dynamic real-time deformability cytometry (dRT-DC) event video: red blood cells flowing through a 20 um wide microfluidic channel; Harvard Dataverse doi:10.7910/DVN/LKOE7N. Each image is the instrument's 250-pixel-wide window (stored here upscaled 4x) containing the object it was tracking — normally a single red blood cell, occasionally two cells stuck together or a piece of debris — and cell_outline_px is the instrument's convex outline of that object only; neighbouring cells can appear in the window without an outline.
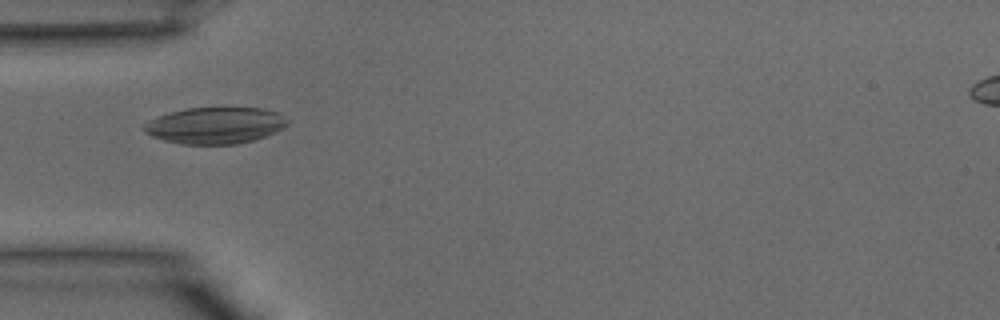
{"species": "common noctule bat (a hibernating species)", "species_latin": "Nyctalus noctula", "temperature_condition": "warm", "stored_images_in_passage": 3, "camera_frame_rate_fps": 3000, "um_per_image_px": 0.085, "animal": {"sex": "male", "body_mass_g": 15.6}, "frame": {"image": 1, "passage_image": 1, "time_ms": 0.0, "image_size_px": [1000, 320], "cell_outline_px": [[288, 124], [284, 128], [276, 132], [252, 140], [236, 144], [180, 144], [164, 140], [152, 136], [144, 128], [144, 124], [148, 120], [168, 112], [188, 108], [264, 108], [276, 112], [288, 120]], "centroid_in_image_um": [18.3, 10.66], "position_along_channel_um": 66.7, "area_um2": 30.35}}